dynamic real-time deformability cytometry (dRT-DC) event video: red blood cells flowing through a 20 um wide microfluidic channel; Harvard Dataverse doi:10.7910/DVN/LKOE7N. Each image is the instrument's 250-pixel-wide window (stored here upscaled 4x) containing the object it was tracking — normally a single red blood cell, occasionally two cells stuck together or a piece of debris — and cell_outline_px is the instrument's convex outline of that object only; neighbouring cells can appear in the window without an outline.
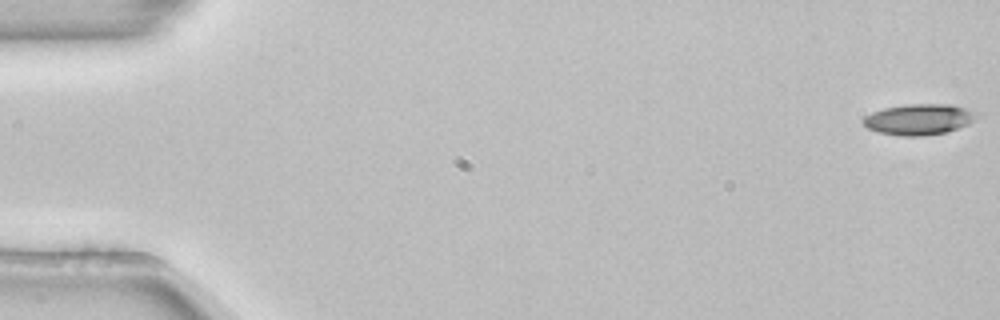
{"species": "common noctule bat (a hibernating species)", "species_latin": "Nyctalus noctula", "temperature_condition": "room temperature", "stored_images_in_passage": 54, "camera_frame_rate_fps": 3000, "um_per_image_px": 0.085, "animal": {"sex": "female", "body_mass_g": 22.7, "forearm_length_mm": 54.2}, "frame": {"image": 1, "passage_image": 1, "time_ms": 0.0, "image_size_px": [1000, 320], "cell_outline_px": [[980, 116], [968, 124], [944, 132], [920, 136], [904, 136], [876, 132], [868, 128], [864, 124], [864, 116], [872, 112], [884, 108], [904, 104], [952, 104], [980, 112]], "centroid_in_image_um": [78.14, 10.13], "position_along_channel_um": 6.9, "area_um2": 20.46}}
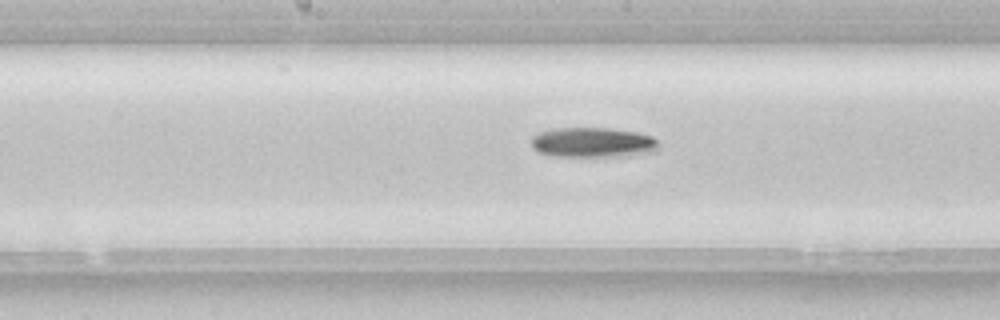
{"frame": {"image": 2, "passage_image": 28, "time_ms": 9.0, "image_size_px": [1000, 320], "cell_outline_px": [[656, 148], [652, 152], [620, 156], [556, 156], [540, 152], [532, 148], [532, 136], [540, 132], [552, 128], [608, 128], [640, 132], [652, 136], [656, 140]], "centroid_in_image_um": [50.36, 12.09], "position_along_channel_um": 197.8, "area_um2": 22.08}}
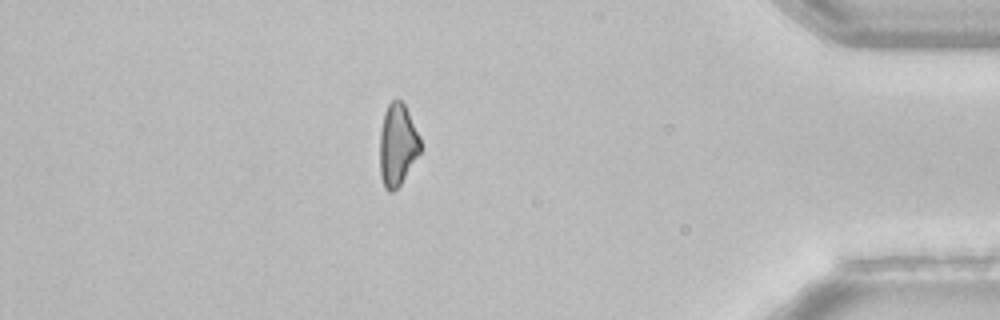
{"frame": {"image": 3, "passage_image": 47, "time_ms": 15.333, "image_size_px": [1000, 320], "cell_outline_px": [[420, 152], [400, 184], [392, 192], [388, 192], [384, 188], [380, 176], [380, 132], [384, 112], [388, 104], [392, 100], [400, 100], [404, 104], [420, 136]], "centroid_in_image_um": [33.77, 12.32], "position_along_channel_um": 401.4, "area_um2": 19.25}, "authors_computed_cell_mechanics": {"area_um2": 20.5479, "velocity_mm_per_s": 3.8752, "shape_relaxation_time_tau1_ms": 4.0729, "shape_relaxation_time_tau2_ms": null, "deformation_change_tau1": 0.1379, "deformation_change_tau2": null}}